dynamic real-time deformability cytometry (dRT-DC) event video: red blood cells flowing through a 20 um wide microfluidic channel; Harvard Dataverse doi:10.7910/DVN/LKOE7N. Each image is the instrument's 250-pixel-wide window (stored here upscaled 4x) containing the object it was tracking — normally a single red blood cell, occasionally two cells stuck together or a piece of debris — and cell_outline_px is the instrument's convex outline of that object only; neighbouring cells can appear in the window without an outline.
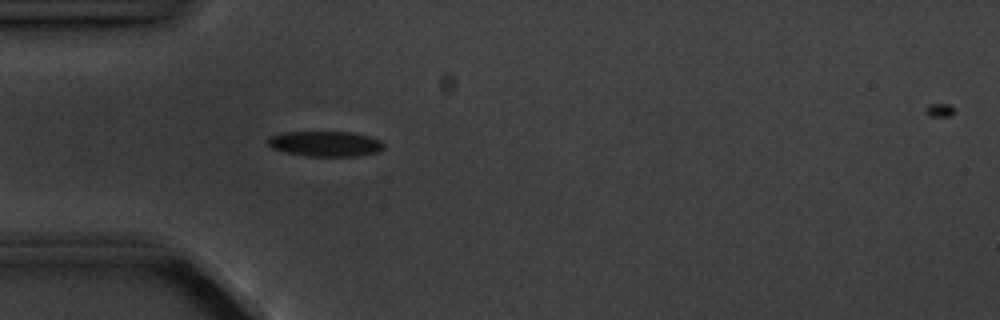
{"species": "common noctule bat (a hibernating species)", "species_latin": "Nyctalus noctula", "temperature_condition": "cold", "stored_images_in_passage": 4, "camera_frame_rate_fps": 3000, "um_per_image_px": 0.085, "animal": {"sex": "male", "body_mass_g": 20.1, "forearm_length_mm": 53.5}, "frame": {"image": 1, "passage_image": 4, "time_ms": 3.333, "image_size_px": [1000, 320], "cell_outline_px": [[384, 148], [376, 152], [360, 156], [308, 156], [288, 152], [272, 148], [268, 144], [268, 136], [280, 132], [352, 132], [368, 136], [380, 140], [384, 144]], "centroid_in_image_um": [27.65, 12.21], "position_along_channel_um": 57.4, "area_um2": 17.05}}